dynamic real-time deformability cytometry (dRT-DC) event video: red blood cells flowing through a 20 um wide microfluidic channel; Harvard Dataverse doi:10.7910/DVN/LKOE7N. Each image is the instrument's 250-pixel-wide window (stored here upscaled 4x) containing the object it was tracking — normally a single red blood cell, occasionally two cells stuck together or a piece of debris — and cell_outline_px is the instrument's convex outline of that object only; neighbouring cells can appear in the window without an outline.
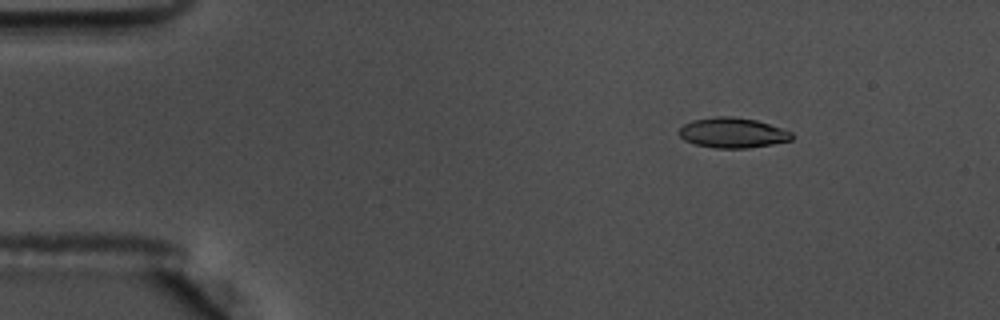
{"species": "common noctule bat (a hibernating species)", "species_latin": "Nyctalus noctula", "temperature_condition": "warm", "stored_images_in_passage": 50, "camera_frame_rate_fps": 3000, "um_per_image_px": 0.085, "animal": {"sex": "male", "body_mass_g": 17.5, "forearm_length_mm": 52.3}, "frame": {"image": 1, "passage_image": 1, "time_ms": 0.0, "image_size_px": [1000, 320], "cell_outline_px": [[792, 140], [772, 144], [748, 148], [716, 148], [696, 144], [684, 140], [680, 136], [680, 128], [684, 124], [692, 120], [716, 116], [732, 116], [756, 120], [792, 132]], "centroid_in_image_um": [62.26, 11.28], "position_along_channel_um": 22.7, "area_um2": 19.65}}
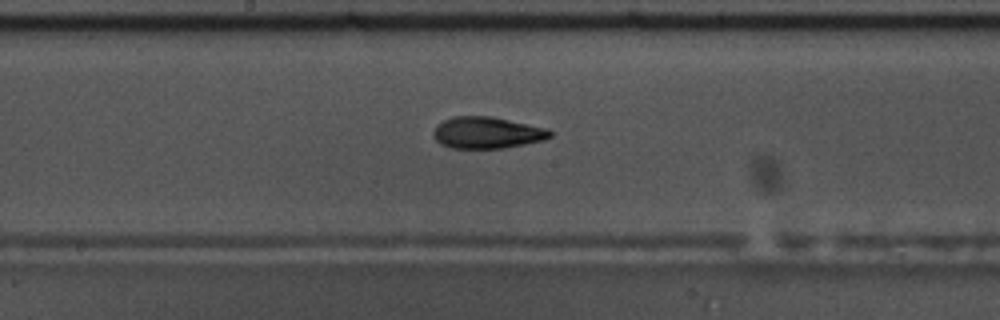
{"frame": {"image": 2, "passage_image": 23, "time_ms": 7.333, "image_size_px": [1000, 320], "cell_outline_px": [[552, 136], [544, 140], [504, 148], [452, 148], [440, 144], [432, 136], [432, 132], [436, 124], [452, 116], [492, 116], [548, 128], [552, 132]], "centroid_in_image_um": [41.38, 11.27], "position_along_channel_um": 206.8, "area_um2": 21.73}}
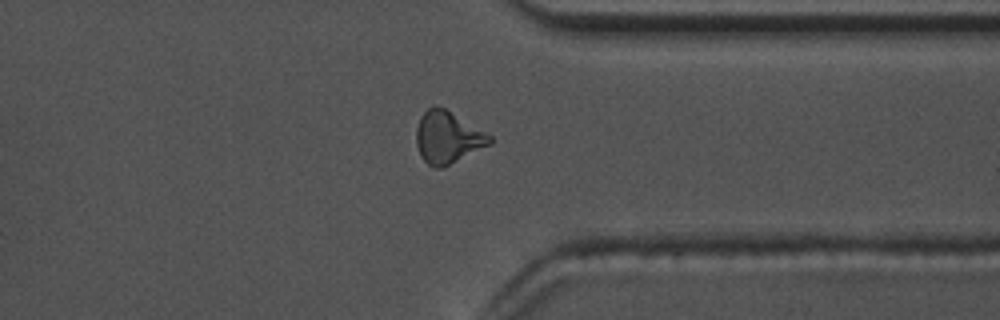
{"frame": {"image": 3, "passage_image": 37, "time_ms": 12.0, "image_size_px": [1000, 320], "cell_outline_px": [[492, 144], [440, 168], [432, 168], [420, 156], [416, 144], [416, 128], [420, 116], [428, 108], [436, 104], [444, 108], [492, 136]], "centroid_in_image_um": [38.02, 11.67], "position_along_channel_um": 373.4, "area_um2": 22.14}, "authors_computed_cell_mechanics": {"area_um2": 20.8947, "velocity_mm_per_s": 3.6236, "shape_relaxation_time_tau1_ms": 8.6871, "shape_relaxation_time_tau2_ms": 3.0502, "deformation_change_tau1": 0.2677, "deformation_change_tau2": 0.1197}}